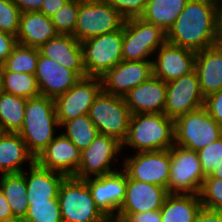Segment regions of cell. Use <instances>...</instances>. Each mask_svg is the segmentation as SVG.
<instances>
[{
    "label": "cell",
    "instance_id": "cell-1",
    "mask_svg": "<svg viewBox=\"0 0 222 222\" xmlns=\"http://www.w3.org/2000/svg\"><path fill=\"white\" fill-rule=\"evenodd\" d=\"M218 0H189L173 26L166 42L195 52L215 45Z\"/></svg>",
    "mask_w": 222,
    "mask_h": 222
},
{
    "label": "cell",
    "instance_id": "cell-2",
    "mask_svg": "<svg viewBox=\"0 0 222 222\" xmlns=\"http://www.w3.org/2000/svg\"><path fill=\"white\" fill-rule=\"evenodd\" d=\"M174 144V119L164 113L132 114L122 151L132 149L133 153H139L169 150Z\"/></svg>",
    "mask_w": 222,
    "mask_h": 222
},
{
    "label": "cell",
    "instance_id": "cell-3",
    "mask_svg": "<svg viewBox=\"0 0 222 222\" xmlns=\"http://www.w3.org/2000/svg\"><path fill=\"white\" fill-rule=\"evenodd\" d=\"M58 129L53 98L39 95L27 99L24 122L18 133L35 159L55 138Z\"/></svg>",
    "mask_w": 222,
    "mask_h": 222
},
{
    "label": "cell",
    "instance_id": "cell-4",
    "mask_svg": "<svg viewBox=\"0 0 222 222\" xmlns=\"http://www.w3.org/2000/svg\"><path fill=\"white\" fill-rule=\"evenodd\" d=\"M58 201L63 222H111L96 206L85 179L65 177Z\"/></svg>",
    "mask_w": 222,
    "mask_h": 222
},
{
    "label": "cell",
    "instance_id": "cell-5",
    "mask_svg": "<svg viewBox=\"0 0 222 222\" xmlns=\"http://www.w3.org/2000/svg\"><path fill=\"white\" fill-rule=\"evenodd\" d=\"M175 145L198 152L222 137V127L203 106L174 120Z\"/></svg>",
    "mask_w": 222,
    "mask_h": 222
},
{
    "label": "cell",
    "instance_id": "cell-6",
    "mask_svg": "<svg viewBox=\"0 0 222 222\" xmlns=\"http://www.w3.org/2000/svg\"><path fill=\"white\" fill-rule=\"evenodd\" d=\"M166 42V33L142 18L123 24L122 57L124 61H152L154 53Z\"/></svg>",
    "mask_w": 222,
    "mask_h": 222
},
{
    "label": "cell",
    "instance_id": "cell-7",
    "mask_svg": "<svg viewBox=\"0 0 222 222\" xmlns=\"http://www.w3.org/2000/svg\"><path fill=\"white\" fill-rule=\"evenodd\" d=\"M131 112L124 97L103 90L90 107L89 117L100 134L113 137L120 143L126 140Z\"/></svg>",
    "mask_w": 222,
    "mask_h": 222
},
{
    "label": "cell",
    "instance_id": "cell-8",
    "mask_svg": "<svg viewBox=\"0 0 222 222\" xmlns=\"http://www.w3.org/2000/svg\"><path fill=\"white\" fill-rule=\"evenodd\" d=\"M123 26L81 42L86 76L102 77L122 60Z\"/></svg>",
    "mask_w": 222,
    "mask_h": 222
},
{
    "label": "cell",
    "instance_id": "cell-9",
    "mask_svg": "<svg viewBox=\"0 0 222 222\" xmlns=\"http://www.w3.org/2000/svg\"><path fill=\"white\" fill-rule=\"evenodd\" d=\"M125 19L105 0H79L74 37L83 42L120 29Z\"/></svg>",
    "mask_w": 222,
    "mask_h": 222
},
{
    "label": "cell",
    "instance_id": "cell-10",
    "mask_svg": "<svg viewBox=\"0 0 222 222\" xmlns=\"http://www.w3.org/2000/svg\"><path fill=\"white\" fill-rule=\"evenodd\" d=\"M198 152L173 145L170 148V194H199L205 178Z\"/></svg>",
    "mask_w": 222,
    "mask_h": 222
},
{
    "label": "cell",
    "instance_id": "cell-11",
    "mask_svg": "<svg viewBox=\"0 0 222 222\" xmlns=\"http://www.w3.org/2000/svg\"><path fill=\"white\" fill-rule=\"evenodd\" d=\"M121 155H123L122 143L113 137L98 133L94 141L81 151L80 166L73 177L86 179L114 172L120 169L121 165H117L116 169L115 161L120 164L118 160L122 159Z\"/></svg>",
    "mask_w": 222,
    "mask_h": 222
},
{
    "label": "cell",
    "instance_id": "cell-12",
    "mask_svg": "<svg viewBox=\"0 0 222 222\" xmlns=\"http://www.w3.org/2000/svg\"><path fill=\"white\" fill-rule=\"evenodd\" d=\"M123 153L122 169L130 179L159 185L167 189L170 177V149L131 153L125 157Z\"/></svg>",
    "mask_w": 222,
    "mask_h": 222
},
{
    "label": "cell",
    "instance_id": "cell-13",
    "mask_svg": "<svg viewBox=\"0 0 222 222\" xmlns=\"http://www.w3.org/2000/svg\"><path fill=\"white\" fill-rule=\"evenodd\" d=\"M102 90L100 77L86 76L80 78L66 93L57 96L54 101L59 125L89 114L91 105Z\"/></svg>",
    "mask_w": 222,
    "mask_h": 222
},
{
    "label": "cell",
    "instance_id": "cell-14",
    "mask_svg": "<svg viewBox=\"0 0 222 222\" xmlns=\"http://www.w3.org/2000/svg\"><path fill=\"white\" fill-rule=\"evenodd\" d=\"M204 103L205 97L195 69L179 79L166 83L164 114L167 117L175 120L181 115L203 107Z\"/></svg>",
    "mask_w": 222,
    "mask_h": 222
},
{
    "label": "cell",
    "instance_id": "cell-15",
    "mask_svg": "<svg viewBox=\"0 0 222 222\" xmlns=\"http://www.w3.org/2000/svg\"><path fill=\"white\" fill-rule=\"evenodd\" d=\"M99 210L113 222L125 199L127 174L120 168L109 174L85 179Z\"/></svg>",
    "mask_w": 222,
    "mask_h": 222
},
{
    "label": "cell",
    "instance_id": "cell-16",
    "mask_svg": "<svg viewBox=\"0 0 222 222\" xmlns=\"http://www.w3.org/2000/svg\"><path fill=\"white\" fill-rule=\"evenodd\" d=\"M166 188L130 179L127 176L125 199L113 222H124L132 213L158 211L168 195Z\"/></svg>",
    "mask_w": 222,
    "mask_h": 222
},
{
    "label": "cell",
    "instance_id": "cell-17",
    "mask_svg": "<svg viewBox=\"0 0 222 222\" xmlns=\"http://www.w3.org/2000/svg\"><path fill=\"white\" fill-rule=\"evenodd\" d=\"M196 53L188 48L165 42L154 53L153 76L166 83L179 79L195 69Z\"/></svg>",
    "mask_w": 222,
    "mask_h": 222
},
{
    "label": "cell",
    "instance_id": "cell-18",
    "mask_svg": "<svg viewBox=\"0 0 222 222\" xmlns=\"http://www.w3.org/2000/svg\"><path fill=\"white\" fill-rule=\"evenodd\" d=\"M152 75V61L122 60L100 78L104 92L124 97L131 89L147 81Z\"/></svg>",
    "mask_w": 222,
    "mask_h": 222
},
{
    "label": "cell",
    "instance_id": "cell-19",
    "mask_svg": "<svg viewBox=\"0 0 222 222\" xmlns=\"http://www.w3.org/2000/svg\"><path fill=\"white\" fill-rule=\"evenodd\" d=\"M81 151L61 131L37 156L35 162L42 168L74 176L80 166Z\"/></svg>",
    "mask_w": 222,
    "mask_h": 222
},
{
    "label": "cell",
    "instance_id": "cell-20",
    "mask_svg": "<svg viewBox=\"0 0 222 222\" xmlns=\"http://www.w3.org/2000/svg\"><path fill=\"white\" fill-rule=\"evenodd\" d=\"M35 76L40 94L53 99L66 93L81 78L74 70L64 67L41 52Z\"/></svg>",
    "mask_w": 222,
    "mask_h": 222
},
{
    "label": "cell",
    "instance_id": "cell-21",
    "mask_svg": "<svg viewBox=\"0 0 222 222\" xmlns=\"http://www.w3.org/2000/svg\"><path fill=\"white\" fill-rule=\"evenodd\" d=\"M131 114L164 113L166 82L153 75L124 96Z\"/></svg>",
    "mask_w": 222,
    "mask_h": 222
},
{
    "label": "cell",
    "instance_id": "cell-22",
    "mask_svg": "<svg viewBox=\"0 0 222 222\" xmlns=\"http://www.w3.org/2000/svg\"><path fill=\"white\" fill-rule=\"evenodd\" d=\"M39 50L44 56L74 70L81 78L86 77L82 45L73 35L58 34L43 44Z\"/></svg>",
    "mask_w": 222,
    "mask_h": 222
},
{
    "label": "cell",
    "instance_id": "cell-23",
    "mask_svg": "<svg viewBox=\"0 0 222 222\" xmlns=\"http://www.w3.org/2000/svg\"><path fill=\"white\" fill-rule=\"evenodd\" d=\"M24 177L27 185V201L48 202L49 199H58L60 184L66 176L42 168L35 162L24 170Z\"/></svg>",
    "mask_w": 222,
    "mask_h": 222
},
{
    "label": "cell",
    "instance_id": "cell-24",
    "mask_svg": "<svg viewBox=\"0 0 222 222\" xmlns=\"http://www.w3.org/2000/svg\"><path fill=\"white\" fill-rule=\"evenodd\" d=\"M34 163L35 157L19 133L0 132V175L22 173Z\"/></svg>",
    "mask_w": 222,
    "mask_h": 222
},
{
    "label": "cell",
    "instance_id": "cell-25",
    "mask_svg": "<svg viewBox=\"0 0 222 222\" xmlns=\"http://www.w3.org/2000/svg\"><path fill=\"white\" fill-rule=\"evenodd\" d=\"M200 88L203 96L222 89V48L214 45L198 51L195 58Z\"/></svg>",
    "mask_w": 222,
    "mask_h": 222
},
{
    "label": "cell",
    "instance_id": "cell-26",
    "mask_svg": "<svg viewBox=\"0 0 222 222\" xmlns=\"http://www.w3.org/2000/svg\"><path fill=\"white\" fill-rule=\"evenodd\" d=\"M58 35L50 17L42 12L21 13L17 42L39 49L51 38Z\"/></svg>",
    "mask_w": 222,
    "mask_h": 222
},
{
    "label": "cell",
    "instance_id": "cell-27",
    "mask_svg": "<svg viewBox=\"0 0 222 222\" xmlns=\"http://www.w3.org/2000/svg\"><path fill=\"white\" fill-rule=\"evenodd\" d=\"M202 208L198 194H168L160 209L161 222H195Z\"/></svg>",
    "mask_w": 222,
    "mask_h": 222
},
{
    "label": "cell",
    "instance_id": "cell-28",
    "mask_svg": "<svg viewBox=\"0 0 222 222\" xmlns=\"http://www.w3.org/2000/svg\"><path fill=\"white\" fill-rule=\"evenodd\" d=\"M0 189L9 203L14 218L21 222L25 218L29 206L24 171L0 175Z\"/></svg>",
    "mask_w": 222,
    "mask_h": 222
},
{
    "label": "cell",
    "instance_id": "cell-29",
    "mask_svg": "<svg viewBox=\"0 0 222 222\" xmlns=\"http://www.w3.org/2000/svg\"><path fill=\"white\" fill-rule=\"evenodd\" d=\"M188 1L189 0H147L145 11L140 18L160 27L167 33Z\"/></svg>",
    "mask_w": 222,
    "mask_h": 222
},
{
    "label": "cell",
    "instance_id": "cell-30",
    "mask_svg": "<svg viewBox=\"0 0 222 222\" xmlns=\"http://www.w3.org/2000/svg\"><path fill=\"white\" fill-rule=\"evenodd\" d=\"M27 99L0 92V132L18 133L24 122Z\"/></svg>",
    "mask_w": 222,
    "mask_h": 222
},
{
    "label": "cell",
    "instance_id": "cell-31",
    "mask_svg": "<svg viewBox=\"0 0 222 222\" xmlns=\"http://www.w3.org/2000/svg\"><path fill=\"white\" fill-rule=\"evenodd\" d=\"M1 91L26 99L40 94L36 76L23 72L0 71Z\"/></svg>",
    "mask_w": 222,
    "mask_h": 222
},
{
    "label": "cell",
    "instance_id": "cell-32",
    "mask_svg": "<svg viewBox=\"0 0 222 222\" xmlns=\"http://www.w3.org/2000/svg\"><path fill=\"white\" fill-rule=\"evenodd\" d=\"M60 129L80 151L85 150L99 133L89 114L80 115L64 122Z\"/></svg>",
    "mask_w": 222,
    "mask_h": 222
},
{
    "label": "cell",
    "instance_id": "cell-33",
    "mask_svg": "<svg viewBox=\"0 0 222 222\" xmlns=\"http://www.w3.org/2000/svg\"><path fill=\"white\" fill-rule=\"evenodd\" d=\"M40 50L17 44L12 53L7 57L5 63L0 66V71L36 73Z\"/></svg>",
    "mask_w": 222,
    "mask_h": 222
},
{
    "label": "cell",
    "instance_id": "cell-34",
    "mask_svg": "<svg viewBox=\"0 0 222 222\" xmlns=\"http://www.w3.org/2000/svg\"><path fill=\"white\" fill-rule=\"evenodd\" d=\"M28 204V211L21 222H63L58 199Z\"/></svg>",
    "mask_w": 222,
    "mask_h": 222
},
{
    "label": "cell",
    "instance_id": "cell-35",
    "mask_svg": "<svg viewBox=\"0 0 222 222\" xmlns=\"http://www.w3.org/2000/svg\"><path fill=\"white\" fill-rule=\"evenodd\" d=\"M78 11L79 0H69L50 17L58 34L74 36Z\"/></svg>",
    "mask_w": 222,
    "mask_h": 222
},
{
    "label": "cell",
    "instance_id": "cell-36",
    "mask_svg": "<svg viewBox=\"0 0 222 222\" xmlns=\"http://www.w3.org/2000/svg\"><path fill=\"white\" fill-rule=\"evenodd\" d=\"M198 195L202 207L222 212V179L205 177Z\"/></svg>",
    "mask_w": 222,
    "mask_h": 222
},
{
    "label": "cell",
    "instance_id": "cell-37",
    "mask_svg": "<svg viewBox=\"0 0 222 222\" xmlns=\"http://www.w3.org/2000/svg\"><path fill=\"white\" fill-rule=\"evenodd\" d=\"M21 11L13 0H0V31L17 36Z\"/></svg>",
    "mask_w": 222,
    "mask_h": 222
},
{
    "label": "cell",
    "instance_id": "cell-38",
    "mask_svg": "<svg viewBox=\"0 0 222 222\" xmlns=\"http://www.w3.org/2000/svg\"><path fill=\"white\" fill-rule=\"evenodd\" d=\"M205 176H209L222 162V137L198 151Z\"/></svg>",
    "mask_w": 222,
    "mask_h": 222
},
{
    "label": "cell",
    "instance_id": "cell-39",
    "mask_svg": "<svg viewBox=\"0 0 222 222\" xmlns=\"http://www.w3.org/2000/svg\"><path fill=\"white\" fill-rule=\"evenodd\" d=\"M125 20L139 18L145 11L147 0H105Z\"/></svg>",
    "mask_w": 222,
    "mask_h": 222
},
{
    "label": "cell",
    "instance_id": "cell-40",
    "mask_svg": "<svg viewBox=\"0 0 222 222\" xmlns=\"http://www.w3.org/2000/svg\"><path fill=\"white\" fill-rule=\"evenodd\" d=\"M204 107L209 115L222 127V89L205 98Z\"/></svg>",
    "mask_w": 222,
    "mask_h": 222
},
{
    "label": "cell",
    "instance_id": "cell-41",
    "mask_svg": "<svg viewBox=\"0 0 222 222\" xmlns=\"http://www.w3.org/2000/svg\"><path fill=\"white\" fill-rule=\"evenodd\" d=\"M17 44L16 36L0 31V66L5 63Z\"/></svg>",
    "mask_w": 222,
    "mask_h": 222
},
{
    "label": "cell",
    "instance_id": "cell-42",
    "mask_svg": "<svg viewBox=\"0 0 222 222\" xmlns=\"http://www.w3.org/2000/svg\"><path fill=\"white\" fill-rule=\"evenodd\" d=\"M124 222H161L160 210L132 213Z\"/></svg>",
    "mask_w": 222,
    "mask_h": 222
},
{
    "label": "cell",
    "instance_id": "cell-43",
    "mask_svg": "<svg viewBox=\"0 0 222 222\" xmlns=\"http://www.w3.org/2000/svg\"><path fill=\"white\" fill-rule=\"evenodd\" d=\"M195 222H222V212L202 207Z\"/></svg>",
    "mask_w": 222,
    "mask_h": 222
},
{
    "label": "cell",
    "instance_id": "cell-44",
    "mask_svg": "<svg viewBox=\"0 0 222 222\" xmlns=\"http://www.w3.org/2000/svg\"><path fill=\"white\" fill-rule=\"evenodd\" d=\"M68 1L69 0H43V4L39 12H42L47 17H51Z\"/></svg>",
    "mask_w": 222,
    "mask_h": 222
},
{
    "label": "cell",
    "instance_id": "cell-45",
    "mask_svg": "<svg viewBox=\"0 0 222 222\" xmlns=\"http://www.w3.org/2000/svg\"><path fill=\"white\" fill-rule=\"evenodd\" d=\"M0 222H18L12 212L11 208L9 206V203L4 196L3 192L0 189Z\"/></svg>",
    "mask_w": 222,
    "mask_h": 222
},
{
    "label": "cell",
    "instance_id": "cell-46",
    "mask_svg": "<svg viewBox=\"0 0 222 222\" xmlns=\"http://www.w3.org/2000/svg\"><path fill=\"white\" fill-rule=\"evenodd\" d=\"M21 13L40 11L43 0H13Z\"/></svg>",
    "mask_w": 222,
    "mask_h": 222
},
{
    "label": "cell",
    "instance_id": "cell-47",
    "mask_svg": "<svg viewBox=\"0 0 222 222\" xmlns=\"http://www.w3.org/2000/svg\"><path fill=\"white\" fill-rule=\"evenodd\" d=\"M215 45L222 48V20H216Z\"/></svg>",
    "mask_w": 222,
    "mask_h": 222
},
{
    "label": "cell",
    "instance_id": "cell-48",
    "mask_svg": "<svg viewBox=\"0 0 222 222\" xmlns=\"http://www.w3.org/2000/svg\"><path fill=\"white\" fill-rule=\"evenodd\" d=\"M206 177H214L217 179H222V162L219 165H217L216 169L212 172L211 175Z\"/></svg>",
    "mask_w": 222,
    "mask_h": 222
},
{
    "label": "cell",
    "instance_id": "cell-49",
    "mask_svg": "<svg viewBox=\"0 0 222 222\" xmlns=\"http://www.w3.org/2000/svg\"><path fill=\"white\" fill-rule=\"evenodd\" d=\"M216 20H222V0H218V13Z\"/></svg>",
    "mask_w": 222,
    "mask_h": 222
}]
</instances>
